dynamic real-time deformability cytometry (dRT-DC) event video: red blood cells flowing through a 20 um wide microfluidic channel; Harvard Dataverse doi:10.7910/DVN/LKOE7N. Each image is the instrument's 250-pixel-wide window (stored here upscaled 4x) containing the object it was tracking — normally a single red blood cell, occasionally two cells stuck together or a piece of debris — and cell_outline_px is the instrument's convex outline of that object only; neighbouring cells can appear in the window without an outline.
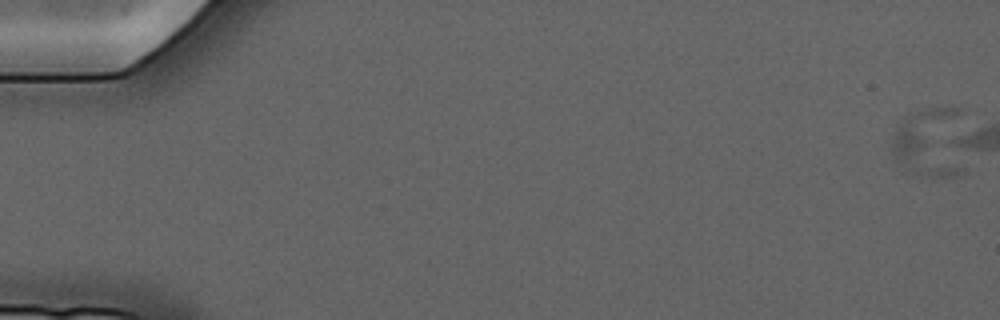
{"species": "common noctule bat (a hibernating species)", "species_latin": "Nyctalus noctula", "temperature_condition": "cold", "stored_images_in_passage": 7, "camera_frame_rate_fps": 3000, "um_per_image_px": 0.085, "animal": {"sex": "male", "forearm_length_mm": 52.5}, "frame": {"image": 1, "passage_image": 1, "time_ms": 0.0, "image_size_px": [1000, 320], "cell_outline_px": [[968, 172], [956, 176], [924, 176], [908, 172], [892, 156], [892, 136], [896, 124], [908, 112], [928, 108], [960, 108], [964, 112]], "centroid_in_image_um": [79.2, 12.1], "position_along_channel_um": 5.8, "area_um2": 32.71}}